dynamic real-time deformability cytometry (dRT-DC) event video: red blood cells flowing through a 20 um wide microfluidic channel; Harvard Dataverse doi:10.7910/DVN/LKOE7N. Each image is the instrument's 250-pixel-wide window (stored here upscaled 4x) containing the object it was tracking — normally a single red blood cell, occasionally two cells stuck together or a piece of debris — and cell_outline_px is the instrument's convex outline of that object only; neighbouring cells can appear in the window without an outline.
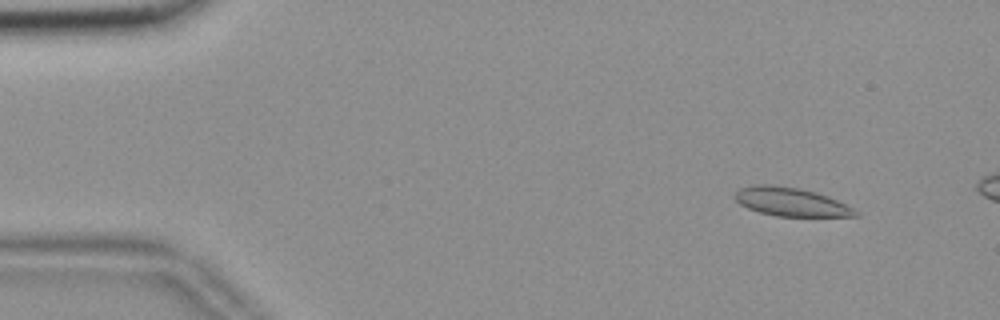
{"species": "common noctule bat (a hibernating species)", "species_latin": "Nyctalus noctula", "temperature_condition": "room temperature", "stored_images_in_passage": 10, "camera_frame_rate_fps": 3000, "um_per_image_px": 0.085, "animal": {"sex": "female", "body_mass_g": 18.4}, "frame": {"image": 1, "passage_image": 5, "time_ms": 1.333, "image_size_px": [1000, 320], "cell_outline_px": [[860, 216], [776, 216], [760, 212], [748, 208], [740, 204], [732, 196], [740, 188], [756, 184], [772, 184], [800, 188], [816, 192], [828, 196], [860, 212]], "centroid_in_image_um": [67.21, 17.15], "position_along_channel_um": 17.8, "area_um2": 20.06}}